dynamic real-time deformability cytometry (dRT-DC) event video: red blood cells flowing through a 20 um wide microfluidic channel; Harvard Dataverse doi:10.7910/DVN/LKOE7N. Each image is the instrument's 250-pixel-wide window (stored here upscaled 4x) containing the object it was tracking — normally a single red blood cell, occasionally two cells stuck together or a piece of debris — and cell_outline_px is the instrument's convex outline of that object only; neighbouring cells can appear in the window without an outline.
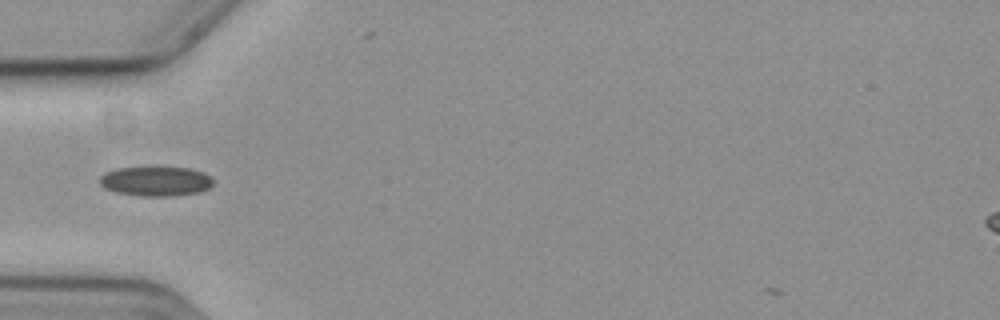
{"species": "common noctule bat (a hibernating species)", "species_latin": "Nyctalus noctula", "temperature_condition": "cold", "stored_images_in_passage": 39, "camera_frame_rate_fps": 3000, "um_per_image_px": 0.085, "animal": {"sex": "female", "body_mass_g": 19.3, "forearm_length_mm": 54.1}, "frame": {"image": 1, "passage_image": 2, "time_ms": 0.333, "image_size_px": [1000, 320], "cell_outline_px": [[212, 184], [208, 188], [200, 192], [172, 196], [140, 196], [116, 192], [104, 188], [100, 184], [100, 176], [104, 172], [116, 168], [188, 168], [204, 172], [212, 176]], "centroid_in_image_um": [13.23, 15.41], "position_along_channel_um": 71.8, "area_um2": 19.54}}
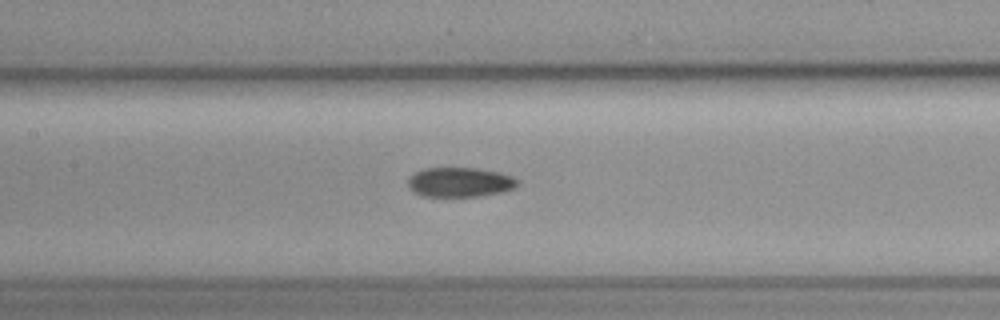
{"frame": {"image": 2, "passage_image": 10, "time_ms": 3.0, "image_size_px": [1000, 320], "cell_outline_px": [[520, 184], [516, 188], [500, 192], [480, 196], [424, 196], [416, 192], [408, 184], [408, 180], [416, 172], [424, 168], [476, 168], [500, 172], [512, 176], [520, 180]], "centroid_in_image_um": [39.18, 15.48], "position_along_channel_um": 168.2, "area_um2": 18.79}}
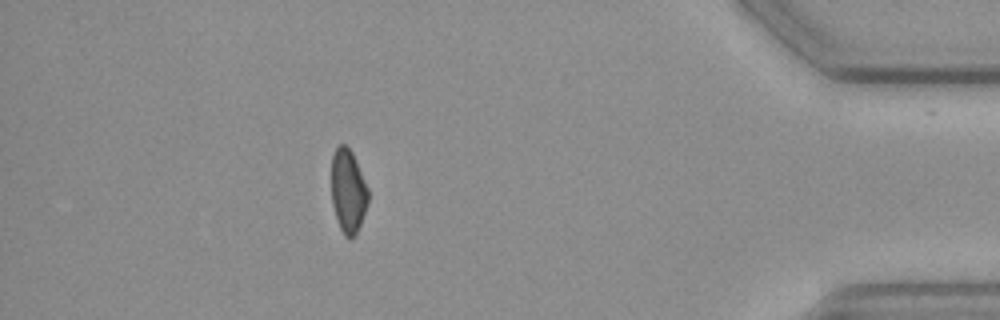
{"frame": {"image": 3, "passage_image": 34, "time_ms": 11.0, "image_size_px": [1000, 320], "cell_outline_px": [[368, 204], [360, 224], [356, 232], [348, 240], [344, 236], [340, 228], [332, 204], [332, 156], [336, 148], [340, 144], [344, 144], [352, 152], [368, 188]], "centroid_in_image_um": [29.59, 16.24], "position_along_channel_um": 405.6, "area_um2": 17.69}}